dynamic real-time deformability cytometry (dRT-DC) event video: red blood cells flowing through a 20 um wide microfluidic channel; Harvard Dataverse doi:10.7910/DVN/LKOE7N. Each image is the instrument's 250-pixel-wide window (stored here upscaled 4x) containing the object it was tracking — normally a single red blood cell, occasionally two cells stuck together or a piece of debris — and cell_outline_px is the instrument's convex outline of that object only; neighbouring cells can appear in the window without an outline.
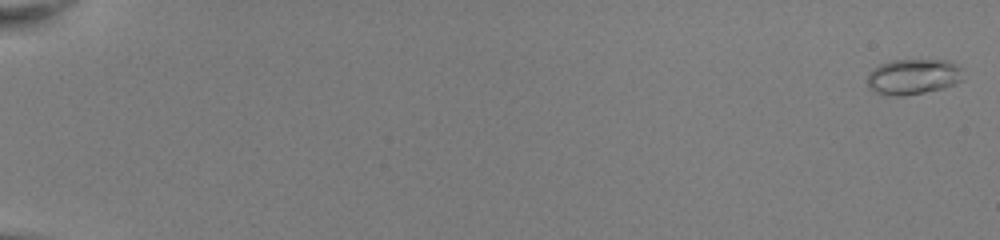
{"species": "common noctule bat (a hibernating species)", "species_latin": "Nyctalus noctula", "temperature_condition": "room temperature", "stored_images_in_passage": 54, "camera_frame_rate_fps": 3000, "um_per_image_px": 0.085, "animal": {"sex": "female", "body_mass_g": 22.0, "forearm_length_mm": 56.7}, "frame": {"image": 1, "passage_image": 2, "time_ms": 0.333, "image_size_px": [1000, 240], "cell_outline_px": [[964, 80], [956, 84], [944, 88], [924, 92], [900, 96], [896, 96], [876, 92], [868, 88], [868, 72], [872, 68], [880, 64], [892, 60], [948, 60], [960, 68]], "centroid_in_image_um": [77.62, 6.51], "position_along_channel_um": 7.4, "area_um2": 19.88}}
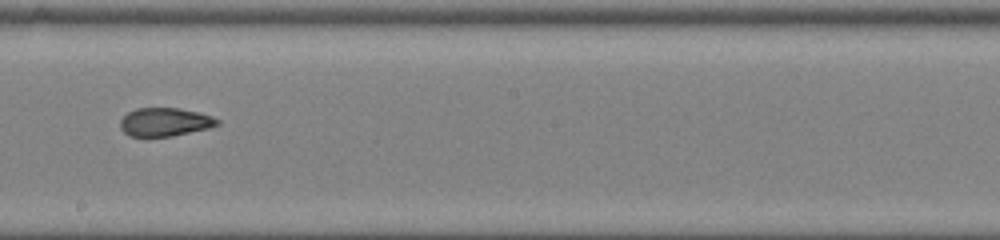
{"frame": {"image": 2, "passage_image": 34, "time_ms": 11.0, "image_size_px": [1000, 240], "cell_outline_px": [[220, 124], [208, 128], [172, 136], [132, 136], [124, 132], [120, 128], [120, 120], [128, 112], [136, 108], [180, 108], [200, 112], [212, 116], [220, 120]], "centroid_in_image_um": [14.03, 10.36], "position_along_channel_um": 234.2, "area_um2": 16.07}}
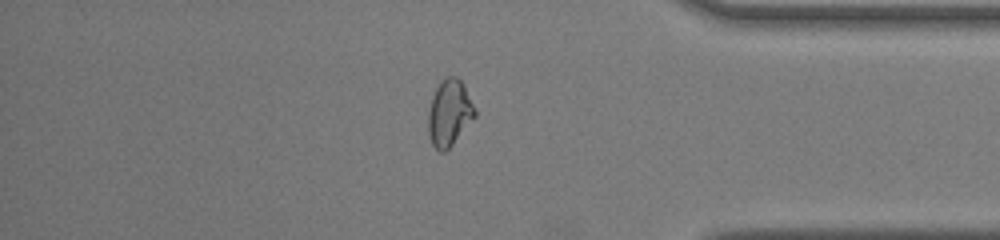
{"frame": {"image": 3, "passage_image": 47, "time_ms": 15.333, "image_size_px": [1000, 240], "cell_outline_px": [[476, 116], [452, 144], [444, 152], [440, 152], [432, 144], [428, 132], [428, 112], [432, 96], [440, 80], [448, 76], [456, 76], [464, 84], [476, 112]], "centroid_in_image_um": [38.18, 9.57], "position_along_channel_um": 397.0, "area_um2": 17.92}, "authors_computed_cell_mechanics": {"area_um2": 17.6001, "velocity_mm_per_s": 4.0747, "shape_relaxation_time_tau1_ms": null, "shape_relaxation_time_tau2_ms": 1.4283, "deformation_change_tau1": null, "deformation_change_tau2": 0.0738}}